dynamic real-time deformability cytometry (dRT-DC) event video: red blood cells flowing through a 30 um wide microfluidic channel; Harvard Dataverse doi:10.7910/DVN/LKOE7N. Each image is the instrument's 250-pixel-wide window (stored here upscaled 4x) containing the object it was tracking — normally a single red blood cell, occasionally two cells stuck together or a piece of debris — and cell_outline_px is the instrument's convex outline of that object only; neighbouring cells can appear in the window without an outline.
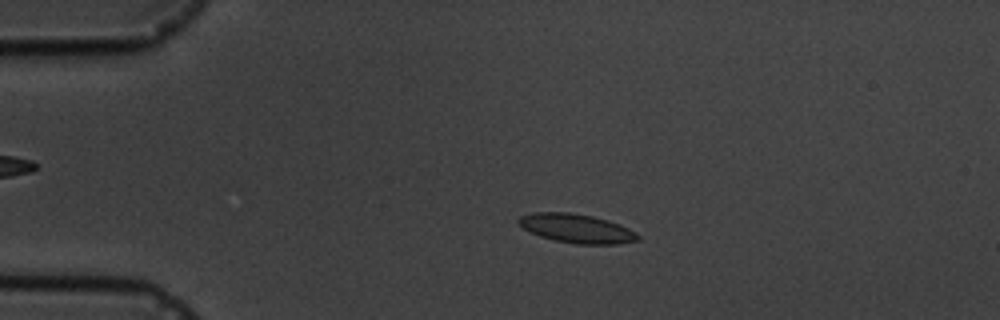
{"species": "common noctule bat (a hibernating species)", "species_latin": "Nyctalus noctula", "temperature_condition": "cold", "stored_images_in_passage": 4, "camera_frame_rate_fps": 3000, "um_per_image_px": 0.085, "animal": {"sex": "male", "body_mass_g": 19.5, "forearm_length_mm": 54.6}, "frame": {"image": 1, "passage_image": 3, "time_ms": 2.333, "image_size_px": [1000, 320], "cell_outline_px": [[640, 240], [620, 244], [576, 244], [556, 240], [540, 236], [528, 232], [516, 224], [516, 220], [520, 216], [532, 212], [568, 212], [592, 216], [608, 220], [620, 224], [636, 232], [640, 236]], "centroid_in_image_um": [48.98, 19.41], "position_along_channel_um": 36.0, "area_um2": 20.4}}